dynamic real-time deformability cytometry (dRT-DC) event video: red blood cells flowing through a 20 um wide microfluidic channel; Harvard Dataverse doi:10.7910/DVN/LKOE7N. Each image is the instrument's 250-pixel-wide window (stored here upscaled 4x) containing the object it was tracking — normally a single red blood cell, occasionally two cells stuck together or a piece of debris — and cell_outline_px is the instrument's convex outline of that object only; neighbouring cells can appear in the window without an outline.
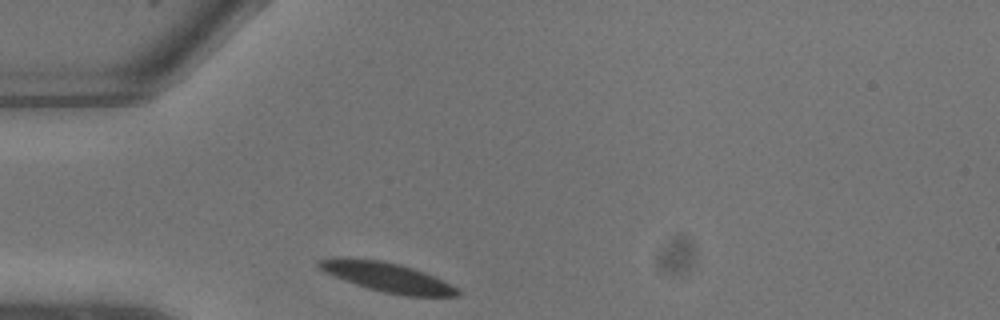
{"species": "common noctule bat (a hibernating species)", "species_latin": "Nyctalus noctula", "temperature_condition": "warm", "stored_images_in_passage": 3, "camera_frame_rate_fps": 3000, "um_per_image_px": 0.085, "animal": {"sex": "male", "body_mass_g": 13.3}, "frame": {"image": 1, "passage_image": 1, "time_ms": 0.0, "image_size_px": [1000, 320], "cell_outline_px": [[464, 292], [460, 296], [404, 296], [384, 292], [368, 288], [344, 280], [324, 272], [316, 264], [316, 260], [336, 256], [380, 260], [400, 264], [424, 272]], "centroid_in_image_um": [32.85, 23.54], "position_along_channel_um": 52.1, "area_um2": 23.76}}